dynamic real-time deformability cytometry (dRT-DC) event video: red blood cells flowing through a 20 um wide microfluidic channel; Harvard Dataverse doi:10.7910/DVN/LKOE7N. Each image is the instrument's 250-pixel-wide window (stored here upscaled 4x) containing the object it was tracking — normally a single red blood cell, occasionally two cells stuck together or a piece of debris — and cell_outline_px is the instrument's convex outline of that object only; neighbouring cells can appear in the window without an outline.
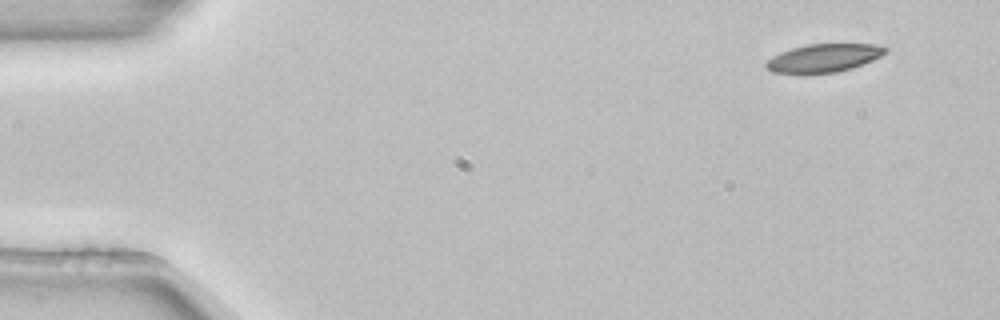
{"species": "common noctule bat (a hibernating species)", "species_latin": "Nyctalus noctula", "temperature_condition": "room temperature", "stored_images_in_passage": 4, "segment_of_instrument_passage": [2, 2], "camera_frame_rate_fps": 3000, "um_per_image_px": 0.085, "animal": {"sex": "female", "body_mass_g": 22.7, "forearm_length_mm": 54.2}, "frame": {"image": 1, "passage_image": 4, "time_ms": 1.0, "image_size_px": [1000, 320], "cell_outline_px": [[888, 52], [872, 60], [852, 68], [836, 72], [772, 72], [764, 64], [772, 56], [780, 52], [792, 48], [808, 44], [876, 44], [888, 48]], "centroid_in_image_um": [70.06, 4.9], "position_along_channel_um": 14.9, "area_um2": 19.19}}